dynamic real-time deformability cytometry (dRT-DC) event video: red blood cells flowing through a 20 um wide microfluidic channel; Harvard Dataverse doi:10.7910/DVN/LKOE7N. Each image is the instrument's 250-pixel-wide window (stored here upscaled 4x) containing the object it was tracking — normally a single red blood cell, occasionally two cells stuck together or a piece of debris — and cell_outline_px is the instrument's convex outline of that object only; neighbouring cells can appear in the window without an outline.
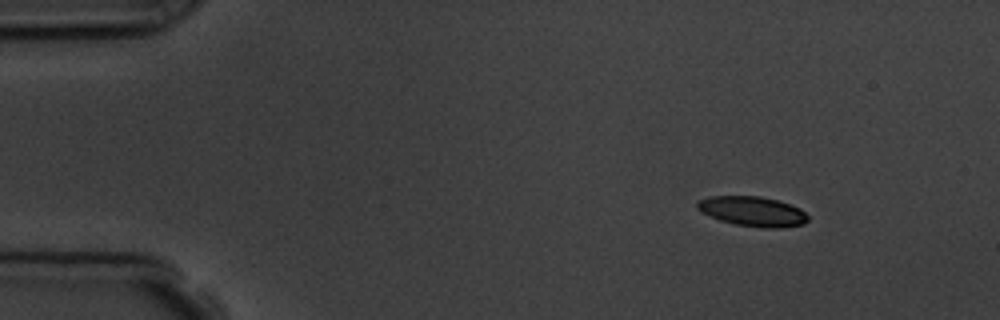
{"species": "common noctule bat (a hibernating species)", "species_latin": "Nyctalus noctula", "temperature_condition": "room temperature", "stored_images_in_passage": 5, "camera_frame_rate_fps": 3000, "um_per_image_px": 0.085, "animal": {"sex": "male", "body_mass_g": 19.5, "forearm_length_mm": 54.6}, "frame": {"image": 1, "passage_image": 1, "time_ms": 0.0, "image_size_px": [1000, 320], "cell_outline_px": [[808, 220], [804, 224], [780, 228], [764, 228], [736, 224], [720, 220], [700, 212], [696, 208], [696, 204], [700, 200], [712, 196], [760, 196], [776, 200], [800, 208], [808, 216]], "centroid_in_image_um": [63.97, 17.97], "position_along_channel_um": 21.0, "area_um2": 19.13}}
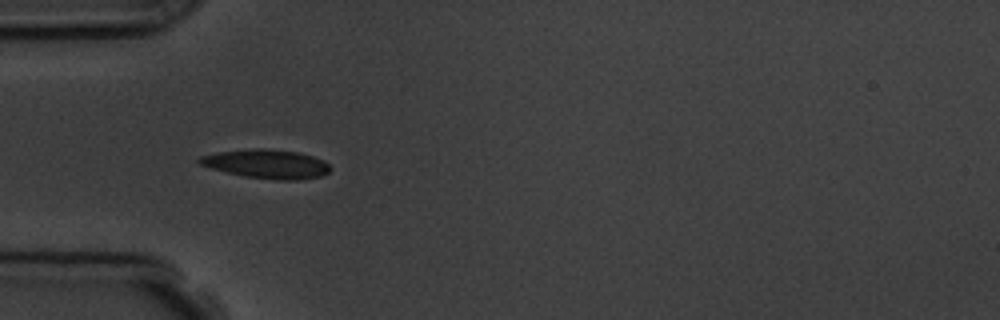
{"frame": {"image": 2, "passage_image": 4, "time_ms": 3.333, "image_size_px": [1000, 320], "cell_outline_px": [[332, 168], [328, 172], [320, 176], [296, 180], [276, 180], [244, 176], [212, 168], [200, 164], [196, 160], [200, 156], [216, 152], [260, 148], [264, 148], [296, 152], [312, 156], [324, 160]], "centroid_in_image_um": [22.67, 13.93], "position_along_channel_um": 62.3, "area_um2": 21.85}}